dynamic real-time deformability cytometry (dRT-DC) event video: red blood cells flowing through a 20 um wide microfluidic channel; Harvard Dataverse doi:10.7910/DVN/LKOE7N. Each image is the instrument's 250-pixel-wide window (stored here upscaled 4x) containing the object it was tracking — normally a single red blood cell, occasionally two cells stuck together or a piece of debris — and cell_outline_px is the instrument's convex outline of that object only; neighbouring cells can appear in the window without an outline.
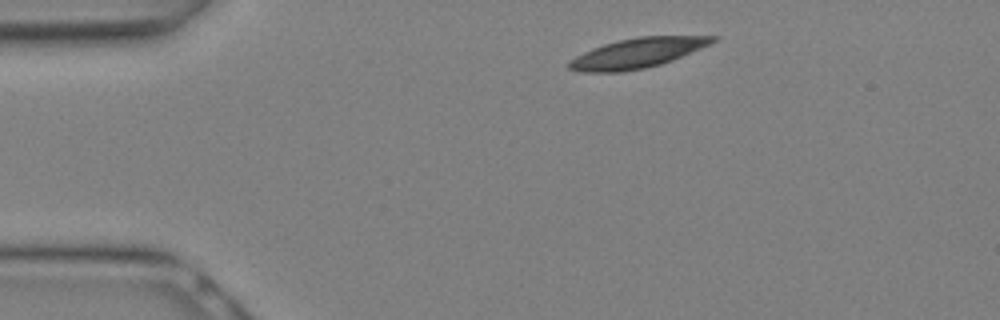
{"species": "Egyptian fruit bat (a non-hibernating species)", "species_latin": "Rousettus aegyptiacus", "temperature_condition": "warm", "stored_images_in_passage": 6, "camera_frame_rate_fps": 3000, "um_per_image_px": 0.085, "animal": {"sex": "female"}, "frame": {"image": 1, "passage_image": 2, "time_ms": 0.333, "image_size_px": [1000, 320], "cell_outline_px": [[720, 36], [716, 40], [700, 48], [672, 60], [660, 64], [644, 68], [620, 72], [580, 72], [568, 68], [568, 64], [576, 56], [592, 48], [604, 44], [620, 40], [640, 36]], "centroid_in_image_um": [54.15, 4.51], "position_along_channel_um": 30.8, "area_um2": 24.51}}